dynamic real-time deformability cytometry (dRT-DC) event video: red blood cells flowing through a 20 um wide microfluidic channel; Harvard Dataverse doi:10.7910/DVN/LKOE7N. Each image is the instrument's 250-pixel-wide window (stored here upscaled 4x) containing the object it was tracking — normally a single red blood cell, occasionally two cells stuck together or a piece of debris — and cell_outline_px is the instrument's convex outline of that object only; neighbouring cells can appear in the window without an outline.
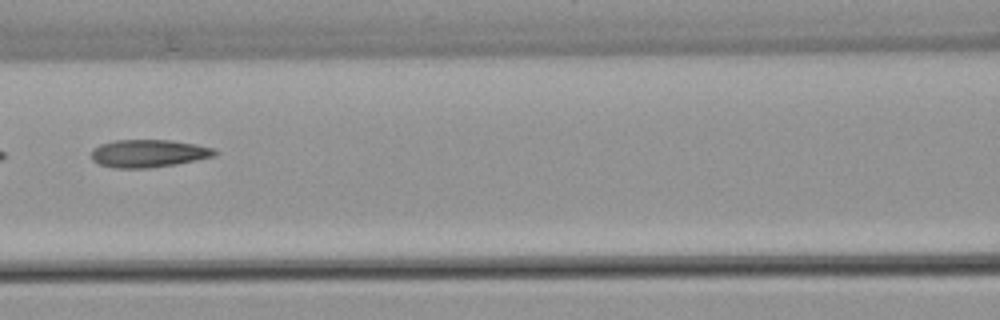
{"species": "common noctule bat (a hibernating species)", "species_latin": "Nyctalus noctula", "temperature_condition": "warm", "stored_images_in_passage": 5, "camera_frame_rate_fps": 3000, "um_per_image_px": 0.085, "animal": {"sex": "female", "body_mass_g": 22.7, "forearm_length_mm": 54.2}, "frame": {"image": 1, "passage_image": 5, "time_ms": 4.667, "image_size_px": [1000, 320], "cell_outline_px": [[220, 152], [216, 156], [176, 164], [148, 168], [112, 168], [100, 164], [92, 160], [92, 148], [100, 144], [116, 140], [172, 140], [196, 144], [212, 148]], "centroid_in_image_um": [12.64, 13.04], "position_along_channel_um": 154.0, "area_um2": 20.06}}